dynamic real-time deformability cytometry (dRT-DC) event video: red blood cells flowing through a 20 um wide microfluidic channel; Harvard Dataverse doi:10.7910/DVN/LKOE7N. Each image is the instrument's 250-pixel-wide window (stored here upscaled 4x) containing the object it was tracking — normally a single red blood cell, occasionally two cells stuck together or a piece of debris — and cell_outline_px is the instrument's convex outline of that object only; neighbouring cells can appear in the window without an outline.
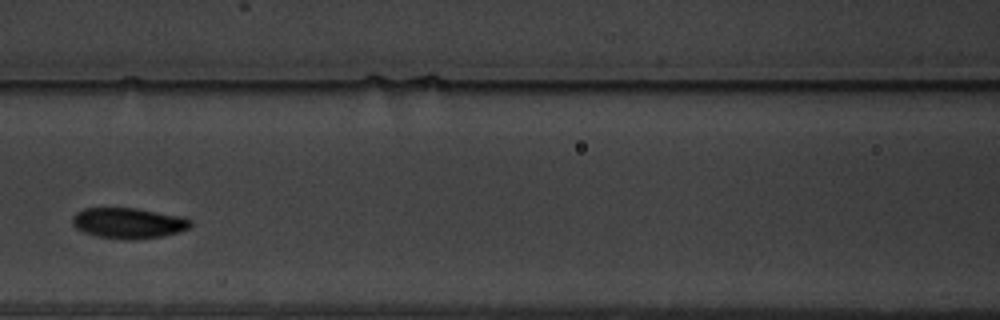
{"species": "common noctule bat (a hibernating species)", "species_latin": "Nyctalus noctula", "temperature_condition": "warm", "stored_images_in_passage": 14, "segment_of_instrument_passage": [2, 2], "camera_frame_rate_fps": 3000, "um_per_image_px": 0.085, "animal": {"sex": "male", "body_mass_g": 19.5, "forearm_length_mm": 54.6}, "frame": {"image": 1, "passage_image": 5, "time_ms": 5.667, "image_size_px": [1000, 320], "cell_outline_px": [[192, 224], [188, 228], [164, 236], [128, 240], [124, 240], [96, 236], [84, 232], [76, 228], [72, 224], [72, 216], [76, 212], [84, 208], [136, 208], [184, 216], [192, 220]], "centroid_in_image_um": [10.91, 18.95], "position_along_channel_um": 155.7, "area_um2": 21.27}}
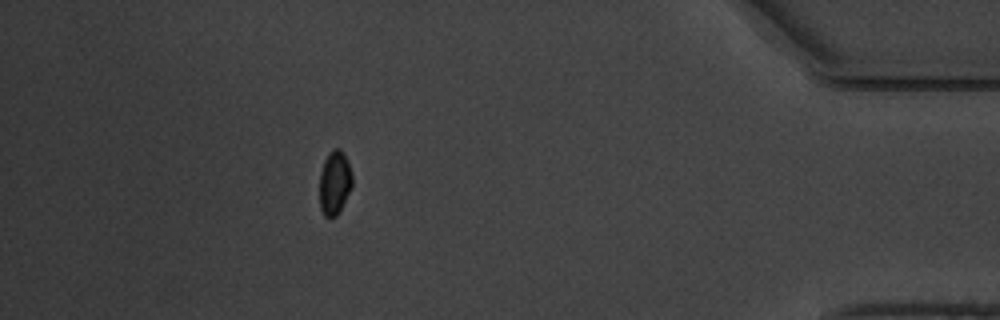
{"frame": {"image": 2, "passage_image": 14, "time_ms": 17.0, "image_size_px": [1000, 320], "cell_outline_px": [[352, 188], [336, 216], [324, 216], [320, 208], [320, 172], [324, 160], [328, 152], [332, 148], [340, 148], [344, 152], [352, 172]], "centroid_in_image_um": [28.45, 15.48], "position_along_channel_um": 406.8, "area_um2": 12.31}}